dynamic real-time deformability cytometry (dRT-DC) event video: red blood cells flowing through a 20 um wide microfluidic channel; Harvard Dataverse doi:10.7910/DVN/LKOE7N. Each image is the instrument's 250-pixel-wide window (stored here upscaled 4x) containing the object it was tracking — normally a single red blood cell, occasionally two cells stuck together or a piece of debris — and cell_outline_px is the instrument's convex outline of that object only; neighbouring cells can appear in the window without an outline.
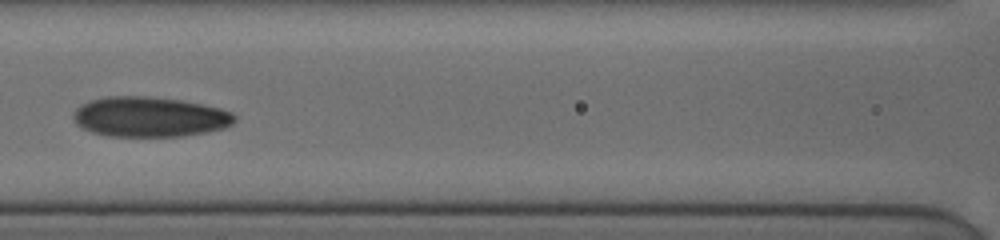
{"species": "human", "species_latin": "Homo sapiens", "temperature_condition": "cold", "stored_images_in_passage": 12, "camera_frame_rate_fps": 3000, "um_per_image_px": 0.085, "donor": {"sex": "female"}, "frame": {"image": 1, "passage_image": 9, "time_ms": 3.333, "image_size_px": [1000, 240], "cell_outline_px": [[236, 120], [232, 124], [224, 128], [184, 136], [108, 136], [92, 132], [76, 124], [72, 116], [76, 108], [80, 104], [92, 100], [108, 96], [148, 96], [180, 100], [220, 108], [232, 112], [236, 116]], "centroid_in_image_um": [12.71, 9.93], "position_along_channel_um": 153.9, "area_um2": 37.63}}
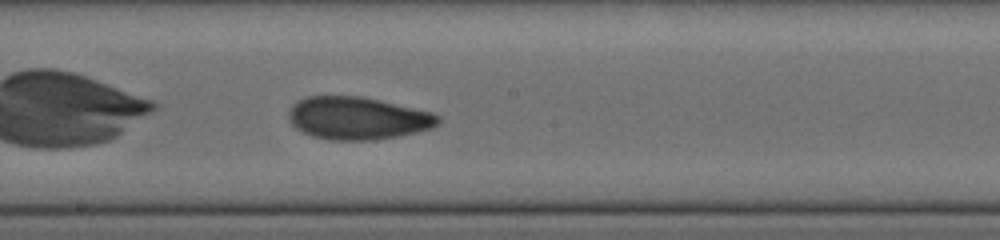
{"frame": {"image": 2, "passage_image": 12, "time_ms": 5.0, "image_size_px": [1000, 240], "cell_outline_px": [[440, 124], [432, 128], [416, 132], [396, 136], [372, 140], [332, 140], [312, 136], [296, 128], [288, 120], [288, 112], [300, 100], [308, 96], [360, 96], [380, 100], [432, 112], [440, 116]], "centroid_in_image_um": [30.43, 10.05], "position_along_channel_um": 217.8, "area_um2": 36.93}}